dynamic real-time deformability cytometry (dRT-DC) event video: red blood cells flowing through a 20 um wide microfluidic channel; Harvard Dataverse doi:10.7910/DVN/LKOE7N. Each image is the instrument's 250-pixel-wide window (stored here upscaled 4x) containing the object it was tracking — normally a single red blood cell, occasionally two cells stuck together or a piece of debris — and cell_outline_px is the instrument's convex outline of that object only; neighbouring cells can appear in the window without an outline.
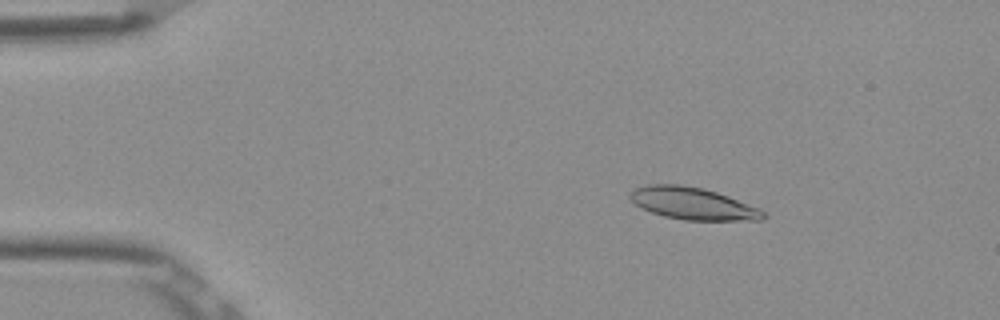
{"species": "Egyptian fruit bat (a non-hibernating species)", "species_latin": "Rousettus aegyptiacus", "temperature_condition": "room temperature", "stored_images_in_passage": 48, "camera_frame_rate_fps": 3000, "um_per_image_px": 0.085, "frame": {"image": 1, "passage_image": 4, "time_ms": 1.0, "image_size_px": [1000, 320], "cell_outline_px": [[768, 216], [760, 220], [684, 220], [664, 216], [640, 208], [628, 196], [628, 192], [636, 188], [648, 184], [680, 184], [704, 188], [728, 196], [760, 208], [768, 212]], "centroid_in_image_um": [58.91, 17.3], "position_along_channel_um": 26.1, "area_um2": 25.14}}
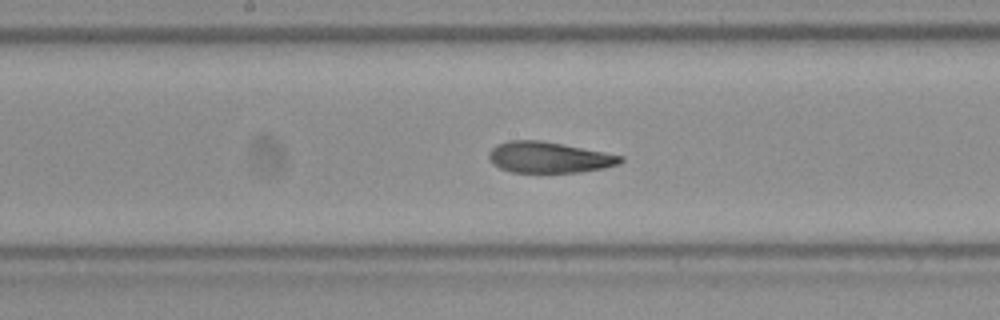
{"frame": {"image": 2, "passage_image": 23, "time_ms": 7.333, "image_size_px": [1000, 320], "cell_outline_px": [[624, 160], [620, 164], [604, 168], [580, 172], [512, 172], [500, 168], [492, 164], [488, 160], [488, 152], [496, 144], [508, 140], [540, 140], [604, 152], [624, 156]], "centroid_in_image_um": [46.63, 13.37], "position_along_channel_um": 201.6, "area_um2": 23.87}}
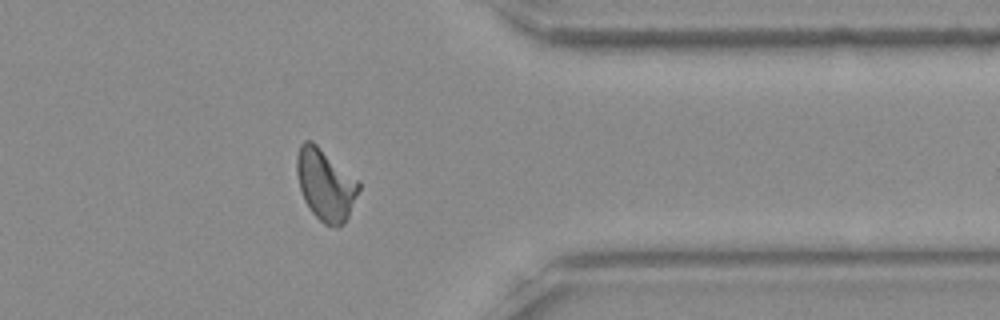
{"frame": {"image": 3, "passage_image": 38, "time_ms": 12.333, "image_size_px": [1000, 320], "cell_outline_px": [[360, 188], [348, 216], [344, 224], [340, 228], [336, 228], [324, 224], [312, 212], [304, 200], [300, 188], [296, 172], [296, 156], [300, 144], [304, 140], [312, 140], [360, 180]], "centroid_in_image_um": [27.67, 15.68], "position_along_channel_um": 383.7, "area_um2": 26.18}, "authors_computed_cell_mechanics": {"area_um2": 24.6806, "velocity_mm_per_s": 3.8751, "shape_relaxation_time_tau1_ms": 6.5771, "shape_relaxation_time_tau2_ms": 1.636, "deformation_change_tau1": 0.2047, "deformation_change_tau2": 0.0844}}